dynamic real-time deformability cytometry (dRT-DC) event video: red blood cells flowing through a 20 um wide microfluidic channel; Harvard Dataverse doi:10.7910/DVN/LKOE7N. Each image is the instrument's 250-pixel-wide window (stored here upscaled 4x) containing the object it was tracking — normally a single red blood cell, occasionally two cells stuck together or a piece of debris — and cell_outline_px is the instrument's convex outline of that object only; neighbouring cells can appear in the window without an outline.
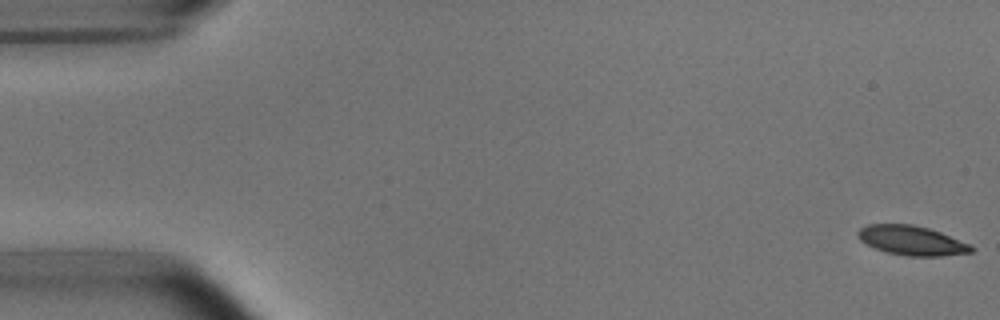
{"species": "common noctule bat (a hibernating species)", "species_latin": "Nyctalus noctula", "temperature_condition": "room temperature", "stored_images_in_passage": 53, "camera_frame_rate_fps": 3000, "um_per_image_px": 0.085, "animal": {"sex": "male", "body_mass_g": 15.6}, "frame": {"image": 1, "passage_image": 1, "time_ms": 0.0, "image_size_px": [1000, 320], "cell_outline_px": [[976, 248], [972, 252], [940, 256], [908, 256], [888, 252], [876, 248], [860, 240], [856, 232], [860, 228], [868, 224], [912, 224], [928, 228], [940, 232], [968, 244]], "centroid_in_image_um": [77.48, 20.43], "position_along_channel_um": 7.5, "area_um2": 19.19}}
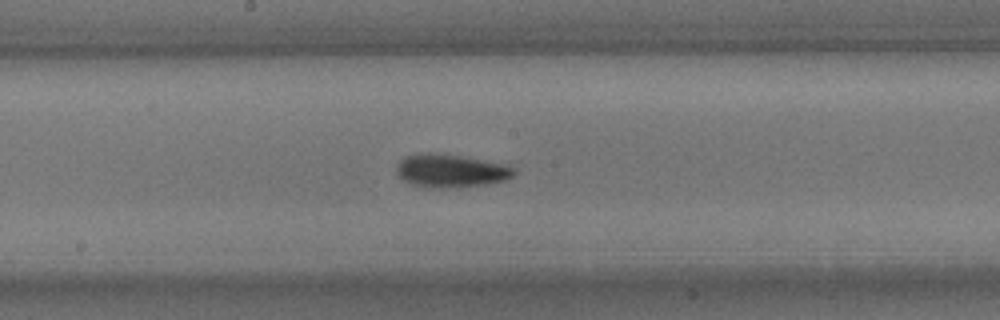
{"frame": {"image": 2, "passage_image": 28, "time_ms": 9.0, "image_size_px": [1000, 320], "cell_outline_px": [[516, 172], [512, 176], [504, 180], [484, 184], [460, 188], [428, 188], [412, 184], [404, 180], [396, 172], [396, 164], [404, 156], [428, 152], [460, 156], [508, 164], [516, 168]], "centroid_in_image_um": [38.32, 14.52], "position_along_channel_um": 209.9, "area_um2": 22.89}}
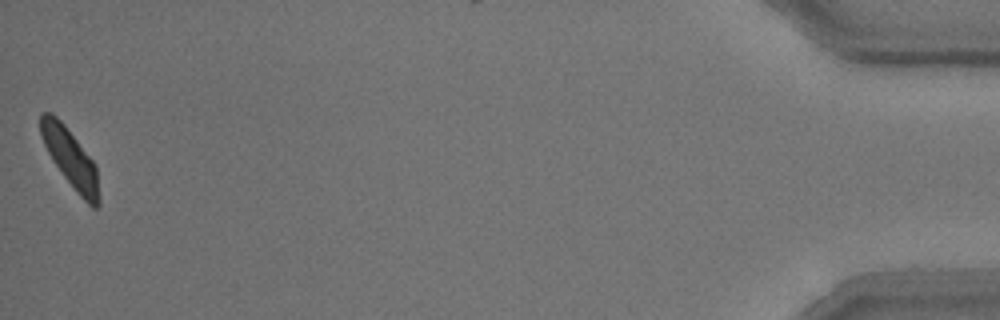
{"frame": {"image": 3, "passage_image": 53, "time_ms": 17.333, "image_size_px": [1000, 320], "cell_outline_px": [[100, 204], [96, 208], [92, 208], [76, 192], [52, 160], [40, 136], [40, 112], [52, 112], [64, 124], [92, 160], [96, 168], [100, 200]], "centroid_in_image_um": [5.97, 13.45], "position_along_channel_um": 429.2, "area_um2": 19.71}, "authors_computed_cell_mechanics": {"area_um2": 20.4612, "velocity_mm_per_s": 3.7655, "shape_relaxation_time_tau1_ms": 3.689, "shape_relaxation_time_tau2_ms": 1.4471, "deformation_change_tau1": 0.1426, "deformation_change_tau2": 0.0715}}